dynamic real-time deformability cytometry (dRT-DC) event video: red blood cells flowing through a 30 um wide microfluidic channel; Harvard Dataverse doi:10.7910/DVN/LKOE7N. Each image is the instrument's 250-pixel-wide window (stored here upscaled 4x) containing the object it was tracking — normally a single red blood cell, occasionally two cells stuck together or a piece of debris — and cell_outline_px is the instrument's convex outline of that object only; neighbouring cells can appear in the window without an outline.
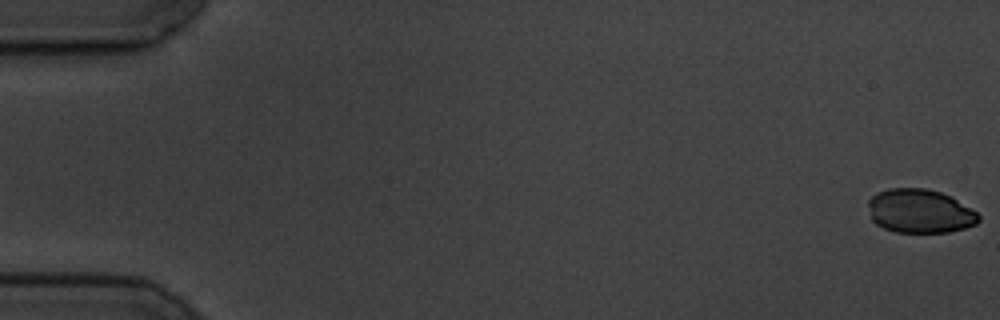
{"species": "common noctule bat (a hibernating species)", "species_latin": "Nyctalus noctula", "temperature_condition": "cold", "stored_images_in_passage": 7, "camera_frame_rate_fps": 3000, "um_per_image_px": 0.085, "animal": {"sex": "male", "body_mass_g": 19.5, "forearm_length_mm": 54.6}, "frame": {"image": 1, "passage_image": 1, "time_ms": 0.0, "image_size_px": [1000, 320], "cell_outline_px": [[980, 220], [976, 224], [964, 228], [948, 232], [896, 232], [884, 228], [876, 224], [872, 220], [868, 204], [868, 200], [876, 192], [888, 188], [924, 188], [940, 192], [956, 200], [976, 212], [980, 216]], "centroid_in_image_um": [78.15, 17.95], "position_along_channel_um": 6.8, "area_um2": 28.03}}